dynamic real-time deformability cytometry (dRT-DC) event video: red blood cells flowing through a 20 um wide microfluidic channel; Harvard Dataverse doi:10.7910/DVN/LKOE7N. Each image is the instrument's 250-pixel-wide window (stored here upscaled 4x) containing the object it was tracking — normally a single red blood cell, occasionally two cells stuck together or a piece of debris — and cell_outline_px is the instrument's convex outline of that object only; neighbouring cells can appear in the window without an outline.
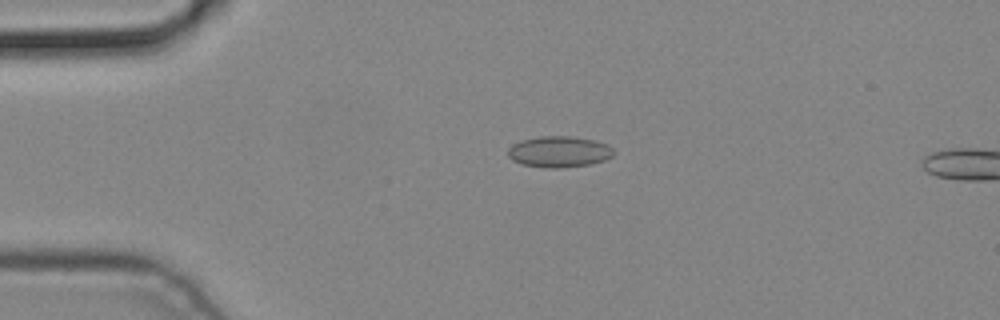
{"species": "common noctule bat (a hibernating species)", "species_latin": "Nyctalus noctula", "temperature_condition": "cold", "stored_images_in_passage": 4, "camera_frame_rate_fps": 3000, "um_per_image_px": 0.085, "animal": {"sex": "male", "body_mass_g": 19.2, "forearm_length_mm": 51.8}, "frame": {"image": 1, "passage_image": 3, "time_ms": 0.667, "image_size_px": [1000, 320], "cell_outline_px": [[612, 156], [604, 160], [588, 164], [564, 168], [544, 168], [524, 164], [512, 160], [508, 156], [508, 148], [512, 144], [520, 140], [540, 136], [572, 136], [596, 140], [612, 148]], "centroid_in_image_um": [47.48, 12.89], "position_along_channel_um": 37.5, "area_um2": 19.13}}